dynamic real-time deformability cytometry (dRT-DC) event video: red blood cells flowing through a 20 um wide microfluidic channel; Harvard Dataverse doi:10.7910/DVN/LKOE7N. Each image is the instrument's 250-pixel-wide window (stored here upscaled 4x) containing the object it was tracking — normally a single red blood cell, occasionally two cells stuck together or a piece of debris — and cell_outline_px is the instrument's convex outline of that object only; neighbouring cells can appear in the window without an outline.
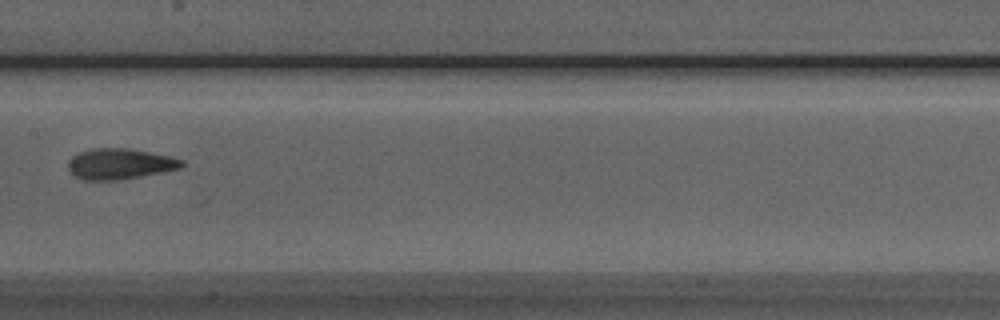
{"species": "Egyptian fruit bat (a non-hibernating species)", "species_latin": "Rousettus aegyptiacus", "temperature_condition": "room temperature", "stored_images_in_passage": 8, "camera_frame_rate_fps": 3000, "um_per_image_px": 0.085, "animal": {"sex": "male"}, "frame": {"image": 1, "passage_image": 7, "time_ms": 2.0, "image_size_px": [1000, 320], "cell_outline_px": [[184, 164], [180, 168], [120, 180], [84, 180], [76, 176], [68, 168], [68, 160], [72, 156], [80, 152], [92, 148], [128, 148], [168, 156], [184, 160]], "centroid_in_image_um": [10.16, 13.92], "position_along_channel_um": 197.2, "area_um2": 20.11}}
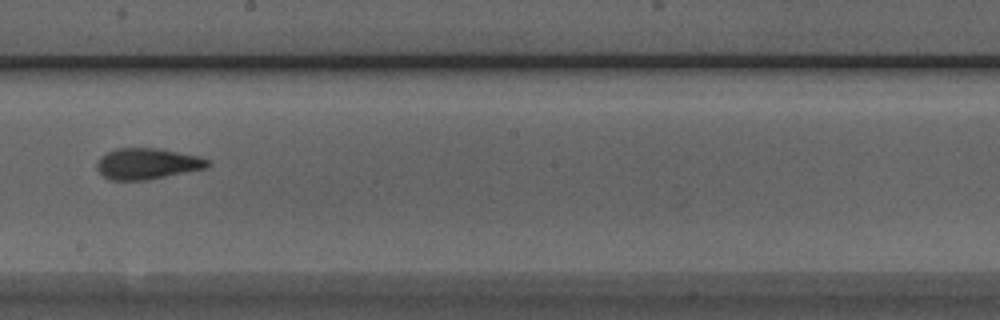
{"frame": {"image": 2, "passage_image": 8, "time_ms": 2.333, "image_size_px": [1000, 320], "cell_outline_px": [[212, 164], [208, 168], [148, 180], [112, 180], [104, 176], [96, 168], [96, 164], [100, 156], [116, 148], [160, 148], [200, 156], [212, 160]], "centroid_in_image_um": [12.58, 13.91], "position_along_channel_um": 235.6, "area_um2": 20.4}}